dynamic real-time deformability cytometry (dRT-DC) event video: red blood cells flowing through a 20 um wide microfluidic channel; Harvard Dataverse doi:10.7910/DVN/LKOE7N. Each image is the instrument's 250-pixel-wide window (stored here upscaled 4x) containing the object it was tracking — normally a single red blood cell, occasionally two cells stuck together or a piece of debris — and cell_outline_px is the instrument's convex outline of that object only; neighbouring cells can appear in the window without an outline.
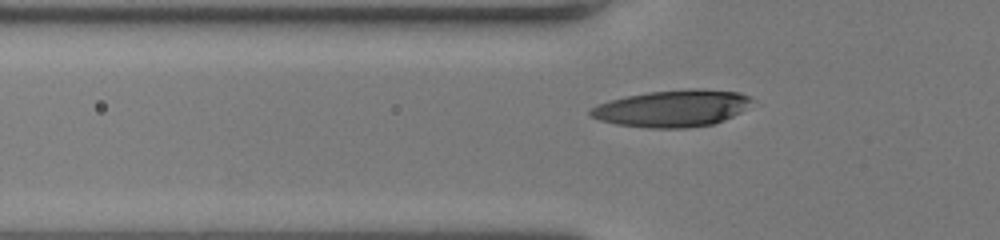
{"species": "human", "species_latin": "Homo sapiens", "temperature_condition": "room temperature", "stored_images_in_passage": 39, "camera_frame_rate_fps": 3000, "um_per_image_px": 0.085, "donor": {"sex": "female"}, "frame": {"image": 1, "passage_image": 10, "time_ms": 3.0, "image_size_px": [1000, 240], "cell_outline_px": [[756, 100], [740, 112], [724, 120], [712, 124], [688, 128], [648, 128], [616, 124], [600, 120], [588, 116], [588, 112], [592, 108], [600, 104], [612, 100], [628, 96], [648, 92], [692, 88], [696, 88], [740, 92]], "centroid_in_image_um": [57.18, 9.21], "position_along_channel_um": 68.6, "area_um2": 34.62}}
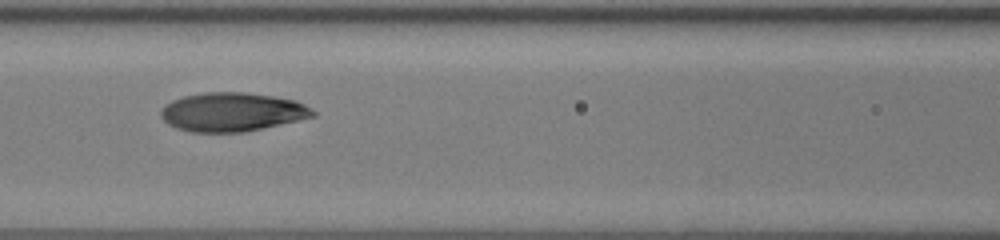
{"frame": {"image": 2, "passage_image": 16, "time_ms": 5.0, "image_size_px": [1000, 240], "cell_outline_px": [[316, 116], [244, 132], [192, 132], [176, 128], [168, 124], [160, 116], [160, 112], [164, 104], [172, 100], [184, 96], [204, 92], [244, 92], [272, 96], [296, 100], [312, 108], [316, 112]], "centroid_in_image_um": [19.72, 9.51], "position_along_channel_um": 146.9, "area_um2": 34.45}}
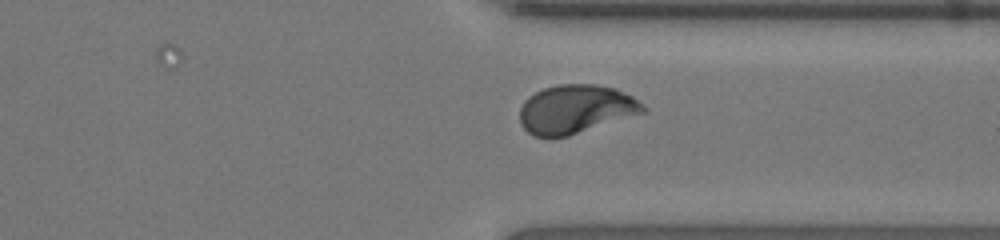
{"frame": {"image": 3, "passage_image": 32, "time_ms": 10.333, "image_size_px": [1000, 240], "cell_outline_px": [[648, 112], [568, 136], [532, 136], [520, 124], [520, 108], [524, 100], [528, 96], [544, 88], [560, 84], [596, 84], [616, 88], [632, 96], [644, 104], [648, 108]], "centroid_in_image_um": [48.98, 9.27], "position_along_channel_um": 362.4, "area_um2": 35.26}}